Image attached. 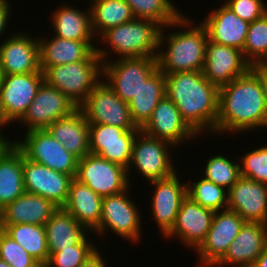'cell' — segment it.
Here are the masks:
<instances>
[{"mask_svg": "<svg viewBox=\"0 0 267 267\" xmlns=\"http://www.w3.org/2000/svg\"><path fill=\"white\" fill-rule=\"evenodd\" d=\"M129 188L122 193L110 195L102 199L99 227L94 231L97 235H105L104 231H113L122 239L136 243L140 239L141 217L139 207L130 199ZM109 228V229H108Z\"/></svg>", "mask_w": 267, "mask_h": 267, "instance_id": "11", "label": "cell"}, {"mask_svg": "<svg viewBox=\"0 0 267 267\" xmlns=\"http://www.w3.org/2000/svg\"><path fill=\"white\" fill-rule=\"evenodd\" d=\"M24 136L23 140L15 139L14 144L26 158L75 178L78 158L68 152L46 129L32 130Z\"/></svg>", "mask_w": 267, "mask_h": 267, "instance_id": "8", "label": "cell"}, {"mask_svg": "<svg viewBox=\"0 0 267 267\" xmlns=\"http://www.w3.org/2000/svg\"><path fill=\"white\" fill-rule=\"evenodd\" d=\"M140 130L150 137L168 141L175 147L185 140L198 138V134L182 118L177 106L166 95Z\"/></svg>", "mask_w": 267, "mask_h": 267, "instance_id": "18", "label": "cell"}, {"mask_svg": "<svg viewBox=\"0 0 267 267\" xmlns=\"http://www.w3.org/2000/svg\"><path fill=\"white\" fill-rule=\"evenodd\" d=\"M13 143V140L6 139L5 135L3 136V133L0 132V157Z\"/></svg>", "mask_w": 267, "mask_h": 267, "instance_id": "46", "label": "cell"}, {"mask_svg": "<svg viewBox=\"0 0 267 267\" xmlns=\"http://www.w3.org/2000/svg\"><path fill=\"white\" fill-rule=\"evenodd\" d=\"M0 267H12L11 265H9L7 262H5L4 260L0 259Z\"/></svg>", "mask_w": 267, "mask_h": 267, "instance_id": "50", "label": "cell"}, {"mask_svg": "<svg viewBox=\"0 0 267 267\" xmlns=\"http://www.w3.org/2000/svg\"><path fill=\"white\" fill-rule=\"evenodd\" d=\"M49 255L78 244L90 233L63 207H58L44 225Z\"/></svg>", "mask_w": 267, "mask_h": 267, "instance_id": "29", "label": "cell"}, {"mask_svg": "<svg viewBox=\"0 0 267 267\" xmlns=\"http://www.w3.org/2000/svg\"><path fill=\"white\" fill-rule=\"evenodd\" d=\"M165 91V75L157 68L128 102L132 120L138 128L141 129L150 119L155 107L166 95Z\"/></svg>", "mask_w": 267, "mask_h": 267, "instance_id": "31", "label": "cell"}, {"mask_svg": "<svg viewBox=\"0 0 267 267\" xmlns=\"http://www.w3.org/2000/svg\"><path fill=\"white\" fill-rule=\"evenodd\" d=\"M224 3L242 20L252 23L267 13L264 0H225Z\"/></svg>", "mask_w": 267, "mask_h": 267, "instance_id": "42", "label": "cell"}, {"mask_svg": "<svg viewBox=\"0 0 267 267\" xmlns=\"http://www.w3.org/2000/svg\"><path fill=\"white\" fill-rule=\"evenodd\" d=\"M78 107L59 89L45 81L28 107L26 114L19 121L26 125V132L47 129L54 121L70 115Z\"/></svg>", "mask_w": 267, "mask_h": 267, "instance_id": "14", "label": "cell"}, {"mask_svg": "<svg viewBox=\"0 0 267 267\" xmlns=\"http://www.w3.org/2000/svg\"><path fill=\"white\" fill-rule=\"evenodd\" d=\"M266 246L267 224L245 222L225 255L213 267H252Z\"/></svg>", "mask_w": 267, "mask_h": 267, "instance_id": "22", "label": "cell"}, {"mask_svg": "<svg viewBox=\"0 0 267 267\" xmlns=\"http://www.w3.org/2000/svg\"><path fill=\"white\" fill-rule=\"evenodd\" d=\"M75 179L87 185L102 198L122 193L130 188L125 167L92 153L78 159Z\"/></svg>", "mask_w": 267, "mask_h": 267, "instance_id": "9", "label": "cell"}, {"mask_svg": "<svg viewBox=\"0 0 267 267\" xmlns=\"http://www.w3.org/2000/svg\"><path fill=\"white\" fill-rule=\"evenodd\" d=\"M89 234L87 233L78 244L50 254L43 267H78L86 263L99 251L89 240Z\"/></svg>", "mask_w": 267, "mask_h": 267, "instance_id": "39", "label": "cell"}, {"mask_svg": "<svg viewBox=\"0 0 267 267\" xmlns=\"http://www.w3.org/2000/svg\"><path fill=\"white\" fill-rule=\"evenodd\" d=\"M91 25L95 37L108 29L133 20L135 17L125 0H91ZM97 35V36H96Z\"/></svg>", "mask_w": 267, "mask_h": 267, "instance_id": "33", "label": "cell"}, {"mask_svg": "<svg viewBox=\"0 0 267 267\" xmlns=\"http://www.w3.org/2000/svg\"><path fill=\"white\" fill-rule=\"evenodd\" d=\"M140 129H123L112 125L89 124L90 153L127 169L132 144Z\"/></svg>", "mask_w": 267, "mask_h": 267, "instance_id": "15", "label": "cell"}, {"mask_svg": "<svg viewBox=\"0 0 267 267\" xmlns=\"http://www.w3.org/2000/svg\"><path fill=\"white\" fill-rule=\"evenodd\" d=\"M251 68L243 52L237 48L214 43L208 39L203 75L218 87L226 85Z\"/></svg>", "mask_w": 267, "mask_h": 267, "instance_id": "19", "label": "cell"}, {"mask_svg": "<svg viewBox=\"0 0 267 267\" xmlns=\"http://www.w3.org/2000/svg\"><path fill=\"white\" fill-rule=\"evenodd\" d=\"M73 177L33 162L23 154V184L27 193L50 200L57 207L66 204Z\"/></svg>", "mask_w": 267, "mask_h": 267, "instance_id": "16", "label": "cell"}, {"mask_svg": "<svg viewBox=\"0 0 267 267\" xmlns=\"http://www.w3.org/2000/svg\"><path fill=\"white\" fill-rule=\"evenodd\" d=\"M252 267H267V246Z\"/></svg>", "mask_w": 267, "mask_h": 267, "instance_id": "47", "label": "cell"}, {"mask_svg": "<svg viewBox=\"0 0 267 267\" xmlns=\"http://www.w3.org/2000/svg\"><path fill=\"white\" fill-rule=\"evenodd\" d=\"M243 56L252 66L267 62V13L249 23Z\"/></svg>", "mask_w": 267, "mask_h": 267, "instance_id": "37", "label": "cell"}, {"mask_svg": "<svg viewBox=\"0 0 267 267\" xmlns=\"http://www.w3.org/2000/svg\"><path fill=\"white\" fill-rule=\"evenodd\" d=\"M98 251L92 258H90L86 263L78 266V267H107L106 262Z\"/></svg>", "mask_w": 267, "mask_h": 267, "instance_id": "45", "label": "cell"}, {"mask_svg": "<svg viewBox=\"0 0 267 267\" xmlns=\"http://www.w3.org/2000/svg\"><path fill=\"white\" fill-rule=\"evenodd\" d=\"M4 231L3 208L0 206V233Z\"/></svg>", "mask_w": 267, "mask_h": 267, "instance_id": "48", "label": "cell"}, {"mask_svg": "<svg viewBox=\"0 0 267 267\" xmlns=\"http://www.w3.org/2000/svg\"><path fill=\"white\" fill-rule=\"evenodd\" d=\"M2 71H1V67H0V86H1V81H2Z\"/></svg>", "mask_w": 267, "mask_h": 267, "instance_id": "51", "label": "cell"}, {"mask_svg": "<svg viewBox=\"0 0 267 267\" xmlns=\"http://www.w3.org/2000/svg\"><path fill=\"white\" fill-rule=\"evenodd\" d=\"M24 192L23 152L13 143L0 157V206L4 208Z\"/></svg>", "mask_w": 267, "mask_h": 267, "instance_id": "32", "label": "cell"}, {"mask_svg": "<svg viewBox=\"0 0 267 267\" xmlns=\"http://www.w3.org/2000/svg\"><path fill=\"white\" fill-rule=\"evenodd\" d=\"M51 16L54 36L69 40L97 41L92 30L90 8L84 12L70 5H60Z\"/></svg>", "mask_w": 267, "mask_h": 267, "instance_id": "30", "label": "cell"}, {"mask_svg": "<svg viewBox=\"0 0 267 267\" xmlns=\"http://www.w3.org/2000/svg\"><path fill=\"white\" fill-rule=\"evenodd\" d=\"M38 37L40 68L86 60L98 47V41H78L60 37ZM52 38V39H51Z\"/></svg>", "mask_w": 267, "mask_h": 267, "instance_id": "25", "label": "cell"}, {"mask_svg": "<svg viewBox=\"0 0 267 267\" xmlns=\"http://www.w3.org/2000/svg\"><path fill=\"white\" fill-rule=\"evenodd\" d=\"M239 162L241 176L267 184V145L244 153Z\"/></svg>", "mask_w": 267, "mask_h": 267, "instance_id": "40", "label": "cell"}, {"mask_svg": "<svg viewBox=\"0 0 267 267\" xmlns=\"http://www.w3.org/2000/svg\"><path fill=\"white\" fill-rule=\"evenodd\" d=\"M6 122L4 121L3 117H2V114L0 112V132H1V128H4L6 126Z\"/></svg>", "mask_w": 267, "mask_h": 267, "instance_id": "49", "label": "cell"}, {"mask_svg": "<svg viewBox=\"0 0 267 267\" xmlns=\"http://www.w3.org/2000/svg\"><path fill=\"white\" fill-rule=\"evenodd\" d=\"M172 147L175 146L168 141L150 137L140 130L132 144L128 178L132 167H136L148 182L172 176L176 172L169 149Z\"/></svg>", "mask_w": 267, "mask_h": 267, "instance_id": "7", "label": "cell"}, {"mask_svg": "<svg viewBox=\"0 0 267 267\" xmlns=\"http://www.w3.org/2000/svg\"><path fill=\"white\" fill-rule=\"evenodd\" d=\"M169 27V28H168ZM177 29L180 32L166 34V29ZM208 34L206 27L200 22L194 26L193 20L182 15L176 21L161 27L159 34L158 68L163 74L176 72L202 71L205 63ZM166 42V43H165ZM165 44V45H164ZM163 48V51L160 50Z\"/></svg>", "mask_w": 267, "mask_h": 267, "instance_id": "3", "label": "cell"}, {"mask_svg": "<svg viewBox=\"0 0 267 267\" xmlns=\"http://www.w3.org/2000/svg\"><path fill=\"white\" fill-rule=\"evenodd\" d=\"M58 207L42 196L24 192L3 208V224H36L44 226Z\"/></svg>", "mask_w": 267, "mask_h": 267, "instance_id": "28", "label": "cell"}, {"mask_svg": "<svg viewBox=\"0 0 267 267\" xmlns=\"http://www.w3.org/2000/svg\"><path fill=\"white\" fill-rule=\"evenodd\" d=\"M235 162L236 160L222 156L221 153L211 156L204 166L203 177L229 190L241 176L240 162Z\"/></svg>", "mask_w": 267, "mask_h": 267, "instance_id": "38", "label": "cell"}, {"mask_svg": "<svg viewBox=\"0 0 267 267\" xmlns=\"http://www.w3.org/2000/svg\"><path fill=\"white\" fill-rule=\"evenodd\" d=\"M214 213L187 196L181 203L174 227L165 236L166 239L175 236L174 239L195 250L205 239Z\"/></svg>", "mask_w": 267, "mask_h": 267, "instance_id": "23", "label": "cell"}, {"mask_svg": "<svg viewBox=\"0 0 267 267\" xmlns=\"http://www.w3.org/2000/svg\"><path fill=\"white\" fill-rule=\"evenodd\" d=\"M102 199L87 185L73 178L69 186L68 199L63 208L93 234L99 227Z\"/></svg>", "mask_w": 267, "mask_h": 267, "instance_id": "27", "label": "cell"}, {"mask_svg": "<svg viewBox=\"0 0 267 267\" xmlns=\"http://www.w3.org/2000/svg\"><path fill=\"white\" fill-rule=\"evenodd\" d=\"M228 206L245 222L267 224V184L240 176L228 190Z\"/></svg>", "mask_w": 267, "mask_h": 267, "instance_id": "21", "label": "cell"}, {"mask_svg": "<svg viewBox=\"0 0 267 267\" xmlns=\"http://www.w3.org/2000/svg\"><path fill=\"white\" fill-rule=\"evenodd\" d=\"M11 2H8L7 0H0V36L2 37L4 35L6 25L9 22V17L12 14L10 5Z\"/></svg>", "mask_w": 267, "mask_h": 267, "instance_id": "44", "label": "cell"}, {"mask_svg": "<svg viewBox=\"0 0 267 267\" xmlns=\"http://www.w3.org/2000/svg\"><path fill=\"white\" fill-rule=\"evenodd\" d=\"M244 223L242 217L230 209L216 211L205 239L194 250L198 266L213 267L225 255Z\"/></svg>", "mask_w": 267, "mask_h": 267, "instance_id": "13", "label": "cell"}, {"mask_svg": "<svg viewBox=\"0 0 267 267\" xmlns=\"http://www.w3.org/2000/svg\"><path fill=\"white\" fill-rule=\"evenodd\" d=\"M102 61L95 50L86 60L46 67L44 81L59 89L78 107L102 80Z\"/></svg>", "mask_w": 267, "mask_h": 267, "instance_id": "5", "label": "cell"}, {"mask_svg": "<svg viewBox=\"0 0 267 267\" xmlns=\"http://www.w3.org/2000/svg\"><path fill=\"white\" fill-rule=\"evenodd\" d=\"M228 190L201 176L197 182H187V196L200 206L214 212L227 209Z\"/></svg>", "mask_w": 267, "mask_h": 267, "instance_id": "36", "label": "cell"}, {"mask_svg": "<svg viewBox=\"0 0 267 267\" xmlns=\"http://www.w3.org/2000/svg\"><path fill=\"white\" fill-rule=\"evenodd\" d=\"M166 96L177 106L182 118L198 134H216L219 87L210 83L202 71L164 74Z\"/></svg>", "mask_w": 267, "mask_h": 267, "instance_id": "2", "label": "cell"}, {"mask_svg": "<svg viewBox=\"0 0 267 267\" xmlns=\"http://www.w3.org/2000/svg\"><path fill=\"white\" fill-rule=\"evenodd\" d=\"M161 26L150 19L133 20L105 31L100 40L108 49L96 48L102 63L108 61V54L120 58L157 57ZM102 38V39H101ZM109 46H108V45ZM111 49V50H110ZM110 50V51H108Z\"/></svg>", "mask_w": 267, "mask_h": 267, "instance_id": "4", "label": "cell"}, {"mask_svg": "<svg viewBox=\"0 0 267 267\" xmlns=\"http://www.w3.org/2000/svg\"><path fill=\"white\" fill-rule=\"evenodd\" d=\"M43 82L42 71L2 75L0 112L7 127L23 118Z\"/></svg>", "mask_w": 267, "mask_h": 267, "instance_id": "12", "label": "cell"}, {"mask_svg": "<svg viewBox=\"0 0 267 267\" xmlns=\"http://www.w3.org/2000/svg\"><path fill=\"white\" fill-rule=\"evenodd\" d=\"M158 68L157 57L120 58L103 62L102 78L125 102L140 90L142 83ZM106 78V79H105Z\"/></svg>", "mask_w": 267, "mask_h": 267, "instance_id": "6", "label": "cell"}, {"mask_svg": "<svg viewBox=\"0 0 267 267\" xmlns=\"http://www.w3.org/2000/svg\"><path fill=\"white\" fill-rule=\"evenodd\" d=\"M89 124L112 125L123 129H140L133 122L129 104L122 101L111 87L101 80L78 106Z\"/></svg>", "mask_w": 267, "mask_h": 267, "instance_id": "10", "label": "cell"}, {"mask_svg": "<svg viewBox=\"0 0 267 267\" xmlns=\"http://www.w3.org/2000/svg\"><path fill=\"white\" fill-rule=\"evenodd\" d=\"M175 172L172 176L148 182L153 185L152 218L165 237L174 227L182 201L187 197V182L181 183ZM181 180V181H180Z\"/></svg>", "mask_w": 267, "mask_h": 267, "instance_id": "17", "label": "cell"}, {"mask_svg": "<svg viewBox=\"0 0 267 267\" xmlns=\"http://www.w3.org/2000/svg\"><path fill=\"white\" fill-rule=\"evenodd\" d=\"M204 18L201 23L206 27L210 41L243 51L249 26L248 22L238 17L225 4L214 9V11H210Z\"/></svg>", "mask_w": 267, "mask_h": 267, "instance_id": "24", "label": "cell"}, {"mask_svg": "<svg viewBox=\"0 0 267 267\" xmlns=\"http://www.w3.org/2000/svg\"><path fill=\"white\" fill-rule=\"evenodd\" d=\"M251 69L259 78L267 102V62L254 64L251 66Z\"/></svg>", "mask_w": 267, "mask_h": 267, "instance_id": "43", "label": "cell"}, {"mask_svg": "<svg viewBox=\"0 0 267 267\" xmlns=\"http://www.w3.org/2000/svg\"><path fill=\"white\" fill-rule=\"evenodd\" d=\"M46 130L78 159L90 153L89 123L79 108L54 121Z\"/></svg>", "mask_w": 267, "mask_h": 267, "instance_id": "26", "label": "cell"}, {"mask_svg": "<svg viewBox=\"0 0 267 267\" xmlns=\"http://www.w3.org/2000/svg\"><path fill=\"white\" fill-rule=\"evenodd\" d=\"M267 127V102L256 73L250 68L219 87L216 133H245Z\"/></svg>", "mask_w": 267, "mask_h": 267, "instance_id": "1", "label": "cell"}, {"mask_svg": "<svg viewBox=\"0 0 267 267\" xmlns=\"http://www.w3.org/2000/svg\"><path fill=\"white\" fill-rule=\"evenodd\" d=\"M135 18L150 19L161 27L171 24L183 13L176 9L171 0H125Z\"/></svg>", "mask_w": 267, "mask_h": 267, "instance_id": "35", "label": "cell"}, {"mask_svg": "<svg viewBox=\"0 0 267 267\" xmlns=\"http://www.w3.org/2000/svg\"><path fill=\"white\" fill-rule=\"evenodd\" d=\"M4 232L44 266L49 258L45 227L36 224L4 225Z\"/></svg>", "mask_w": 267, "mask_h": 267, "instance_id": "34", "label": "cell"}, {"mask_svg": "<svg viewBox=\"0 0 267 267\" xmlns=\"http://www.w3.org/2000/svg\"><path fill=\"white\" fill-rule=\"evenodd\" d=\"M27 33H13L0 43V67L3 75L27 74L40 68L38 37Z\"/></svg>", "mask_w": 267, "mask_h": 267, "instance_id": "20", "label": "cell"}, {"mask_svg": "<svg viewBox=\"0 0 267 267\" xmlns=\"http://www.w3.org/2000/svg\"><path fill=\"white\" fill-rule=\"evenodd\" d=\"M0 259L12 267H43L4 231L0 233Z\"/></svg>", "mask_w": 267, "mask_h": 267, "instance_id": "41", "label": "cell"}]
</instances>
